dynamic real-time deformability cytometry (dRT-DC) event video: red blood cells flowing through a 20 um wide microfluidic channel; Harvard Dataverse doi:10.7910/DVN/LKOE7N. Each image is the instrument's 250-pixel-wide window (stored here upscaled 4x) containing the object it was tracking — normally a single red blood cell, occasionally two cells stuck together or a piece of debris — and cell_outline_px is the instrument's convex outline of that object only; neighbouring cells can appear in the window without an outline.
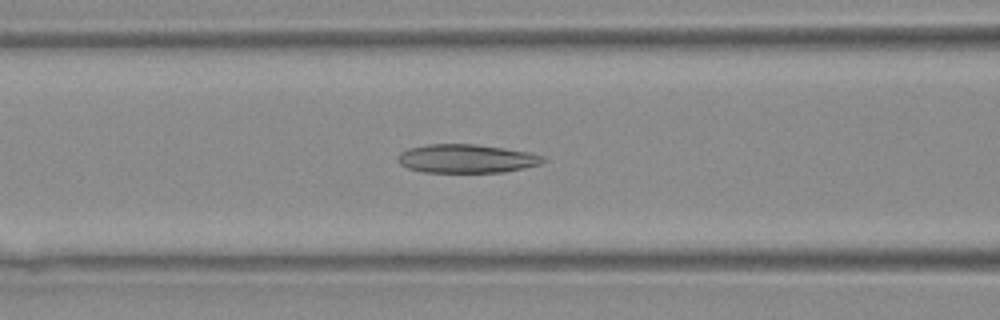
{"species": "Egyptian fruit bat (a non-hibernating species)", "species_latin": "Rousettus aegyptiacus", "temperature_condition": "warm", "stored_images_in_passage": 41, "camera_frame_rate_fps": 3000, "um_per_image_px": 0.085, "animal": {"sex": "female"}, "frame": {"image": 1, "passage_image": 17, "time_ms": 5.333, "image_size_px": [1000, 320], "cell_outline_px": [[548, 160], [540, 164], [524, 168], [504, 172], [424, 172], [408, 168], [400, 164], [396, 156], [400, 152], [408, 148], [428, 144], [476, 144], [504, 148], [528, 152], [544, 156]], "centroid_in_image_um": [39.65, 13.48], "position_along_channel_um": 126.9, "area_um2": 24.33}}
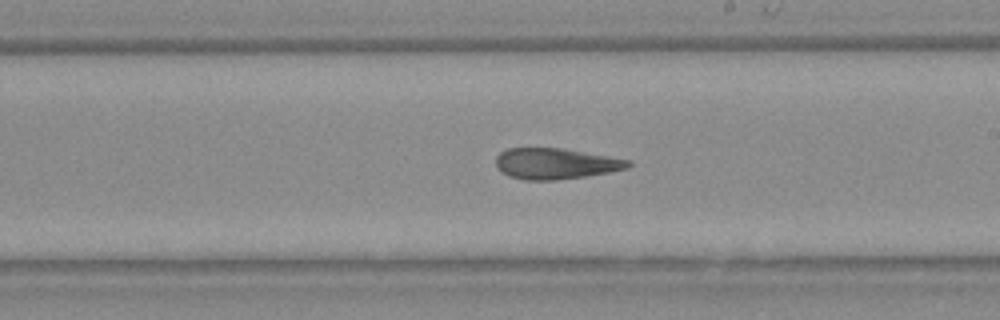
{"frame": {"image": 2, "passage_image": 24, "time_ms": 7.667, "image_size_px": [1000, 320], "cell_outline_px": [[632, 164], [628, 168], [608, 172], [584, 176], [556, 180], [524, 180], [508, 176], [496, 168], [496, 156], [500, 152], [508, 148], [560, 148], [632, 160]], "centroid_in_image_um": [47.2, 13.91], "position_along_channel_um": 241.8, "area_um2": 23.81}}
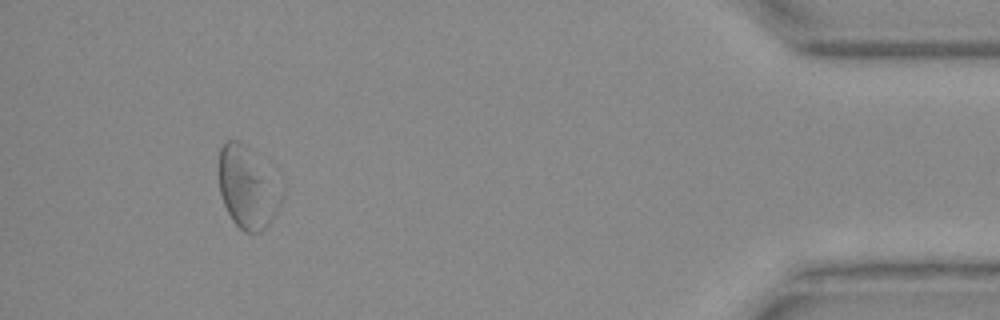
{"frame": {"image": 3, "passage_image": 38, "time_ms": 12.333, "image_size_px": [1000, 320], "cell_outline_px": [[288, 188], [280, 204], [268, 224], [260, 232], [244, 232], [232, 220], [224, 204], [220, 192], [220, 148], [228, 140], [240, 140]], "centroid_in_image_um": [21.11, 15.94], "position_along_channel_um": 414.1, "area_um2": 30.11}}